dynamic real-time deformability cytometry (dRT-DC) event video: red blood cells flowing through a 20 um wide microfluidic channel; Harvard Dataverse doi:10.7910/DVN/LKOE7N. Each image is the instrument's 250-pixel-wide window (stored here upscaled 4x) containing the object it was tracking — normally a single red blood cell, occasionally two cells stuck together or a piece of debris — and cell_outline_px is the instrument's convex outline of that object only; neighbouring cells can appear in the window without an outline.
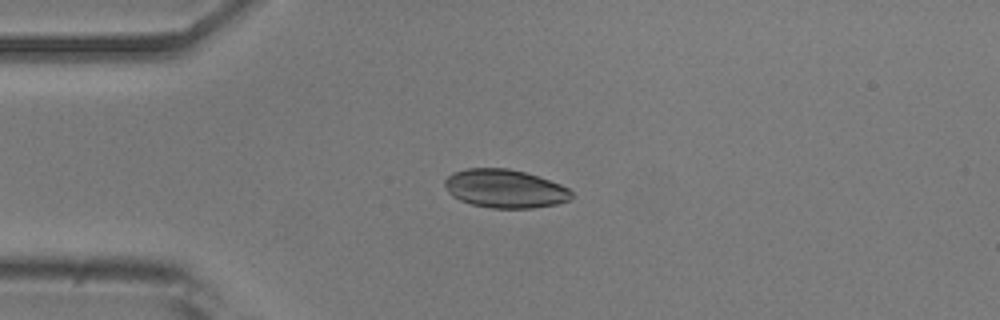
{"species": "common noctule bat (a hibernating species)", "species_latin": "Nyctalus noctula", "temperature_condition": "room temperature", "stored_images_in_passage": 5, "camera_frame_rate_fps": 3000, "um_per_image_px": 0.085, "animal": {"sex": "male", "body_mass_g": 20.5, "forearm_length_mm": 52.5}, "frame": {"image": 1, "passage_image": 4, "time_ms": 1.0, "image_size_px": [1000, 320], "cell_outline_px": [[572, 196], [568, 200], [556, 204], [532, 208], [492, 208], [472, 204], [460, 200], [452, 196], [448, 192], [444, 184], [444, 180], [452, 172], [468, 168], [508, 168], [524, 172], [560, 184], [568, 188], [572, 192]], "centroid_in_image_um": [42.88, 16.03], "position_along_channel_um": 42.1, "area_um2": 28.26}}